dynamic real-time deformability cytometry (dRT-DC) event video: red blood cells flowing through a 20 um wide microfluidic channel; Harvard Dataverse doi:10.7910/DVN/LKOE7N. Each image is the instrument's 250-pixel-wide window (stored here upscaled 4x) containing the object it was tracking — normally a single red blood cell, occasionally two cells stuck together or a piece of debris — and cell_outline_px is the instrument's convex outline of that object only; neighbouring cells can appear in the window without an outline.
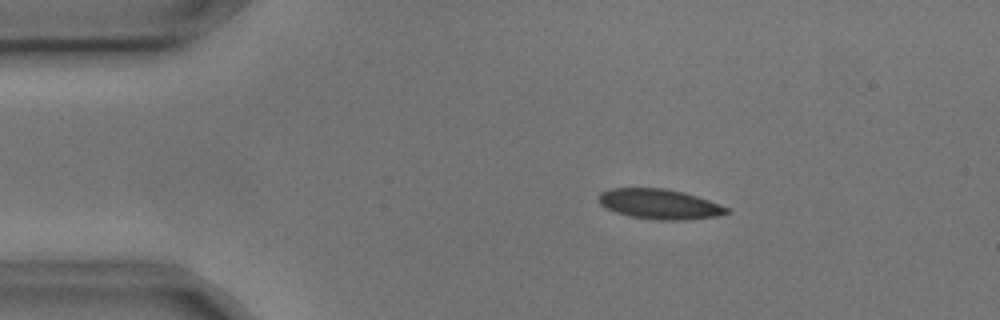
{"species": "common noctule bat (a hibernating species)", "species_latin": "Nyctalus noctula", "temperature_condition": "cold", "stored_images_in_passage": 4, "camera_frame_rate_fps": 3000, "um_per_image_px": 0.085, "animal": {"sex": "male", "body_mass_g": 17.9, "forearm_length_mm": 54.2}, "frame": {"image": 1, "passage_image": 1, "time_ms": 0.0, "image_size_px": [1000, 320], "cell_outline_px": [[732, 212], [716, 216], [684, 220], [660, 220], [632, 216], [616, 212], [600, 204], [600, 192], [608, 188], [664, 188], [684, 192], [720, 204], [728, 208]], "centroid_in_image_um": [56.08, 17.34], "position_along_channel_um": 28.9, "area_um2": 22.2}}